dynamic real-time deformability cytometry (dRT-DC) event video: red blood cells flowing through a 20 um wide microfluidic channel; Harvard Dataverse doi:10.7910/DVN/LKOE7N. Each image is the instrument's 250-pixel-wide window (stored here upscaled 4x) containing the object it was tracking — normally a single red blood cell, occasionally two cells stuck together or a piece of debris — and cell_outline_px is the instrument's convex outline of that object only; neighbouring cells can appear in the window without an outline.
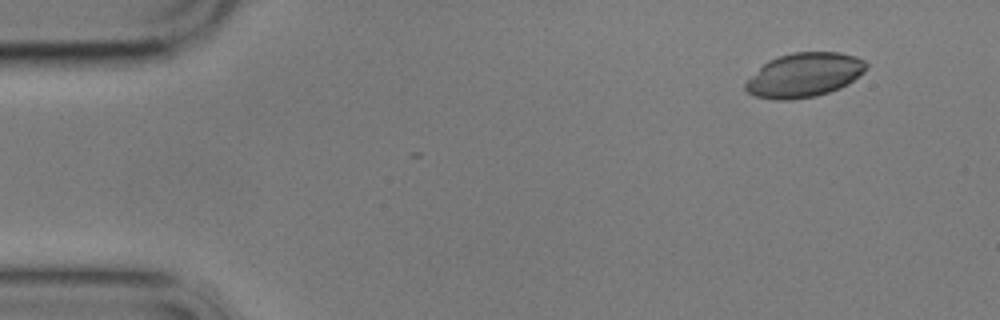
{"species": "common noctule bat (a hibernating species)", "species_latin": "Nyctalus noctula", "temperature_condition": "cold", "stored_images_in_passage": 5, "camera_frame_rate_fps": 3000, "um_per_image_px": 0.085, "animal": {"sex": "male", "body_mass_g": 17.9}, "frame": {"image": 1, "passage_image": 2, "time_ms": 1.0, "image_size_px": [1000, 320], "cell_outline_px": [[868, 68], [864, 72], [848, 84], [840, 88], [816, 96], [792, 100], [776, 100], [756, 96], [748, 92], [744, 88], [744, 84], [768, 60], [792, 52], [840, 52], [856, 56], [864, 60], [868, 64]], "centroid_in_image_um": [68.4, 6.37], "position_along_channel_um": 16.6, "area_um2": 31.1}}